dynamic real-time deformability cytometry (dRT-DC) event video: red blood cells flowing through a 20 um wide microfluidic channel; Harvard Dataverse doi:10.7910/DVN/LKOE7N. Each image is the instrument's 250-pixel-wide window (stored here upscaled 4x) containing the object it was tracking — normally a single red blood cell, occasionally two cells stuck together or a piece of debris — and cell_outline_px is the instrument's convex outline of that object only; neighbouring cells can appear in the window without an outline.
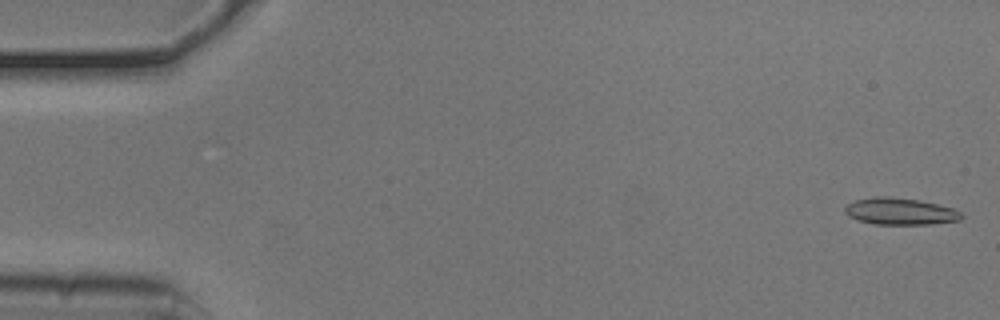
{"species": "common noctule bat (a hibernating species)", "species_latin": "Nyctalus noctula", "temperature_condition": "cold", "stored_images_in_passage": 53, "camera_frame_rate_fps": 3000, "um_per_image_px": 0.085, "animal": {"sex": "male", "body_mass_g": 20.5, "forearm_length_mm": 52.5}, "frame": {"image": 1, "passage_image": 1, "time_ms": 0.0, "image_size_px": [1000, 320], "cell_outline_px": [[964, 216], [960, 220], [932, 224], [872, 224], [856, 220], [848, 216], [844, 212], [844, 208], [848, 204], [856, 200], [872, 196], [892, 196], [920, 200], [952, 208], [960, 212]], "centroid_in_image_um": [76.48, 17.96], "position_along_channel_um": 8.5, "area_um2": 18.38}}
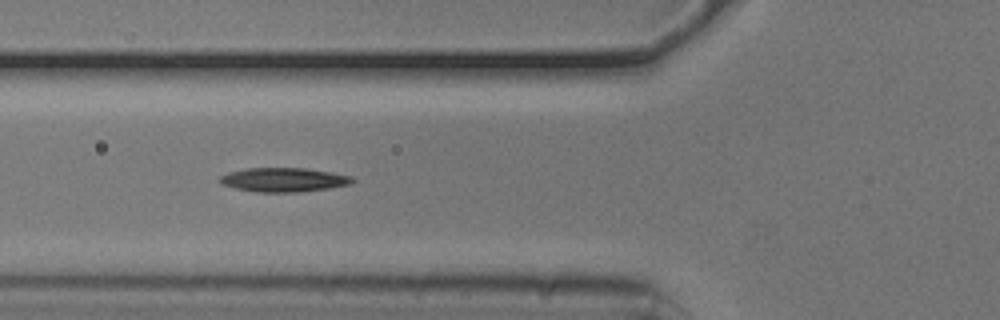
{"frame": {"image": 2, "passage_image": 19, "time_ms": 6.0, "image_size_px": [1000, 320], "cell_outline_px": [[356, 180], [352, 184], [328, 188], [300, 192], [256, 192], [236, 188], [220, 184], [220, 176], [228, 172], [244, 168], [304, 168], [332, 172], [352, 176]], "centroid_in_image_um": [24.13, 15.28], "position_along_channel_um": 101.7, "area_um2": 18.73}}
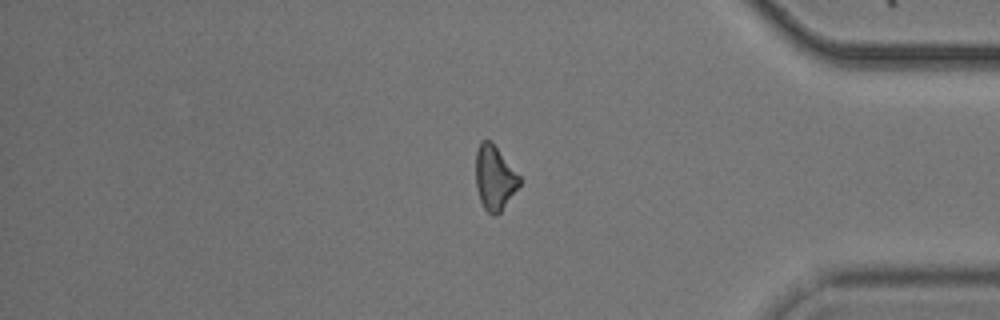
{"frame": {"image": 3, "passage_image": 44, "time_ms": 14.333, "image_size_px": [1000, 320], "cell_outline_px": [[520, 184], [500, 212], [496, 216], [492, 216], [484, 208], [480, 200], [476, 188], [476, 152], [480, 140], [488, 140], [496, 148], [520, 176]], "centroid_in_image_um": [42.01, 15.14], "position_along_channel_um": 393.2, "area_um2": 16.07}, "authors_computed_cell_mechanics": {"area_um2": 17.7446, "velocity_mm_per_s": 3.7865, "shape_relaxation_time_tau1_ms": 8.6634, "shape_relaxation_time_tau2_ms": null, "deformation_change_tau1": 0.1725, "deformation_change_tau2": null}}